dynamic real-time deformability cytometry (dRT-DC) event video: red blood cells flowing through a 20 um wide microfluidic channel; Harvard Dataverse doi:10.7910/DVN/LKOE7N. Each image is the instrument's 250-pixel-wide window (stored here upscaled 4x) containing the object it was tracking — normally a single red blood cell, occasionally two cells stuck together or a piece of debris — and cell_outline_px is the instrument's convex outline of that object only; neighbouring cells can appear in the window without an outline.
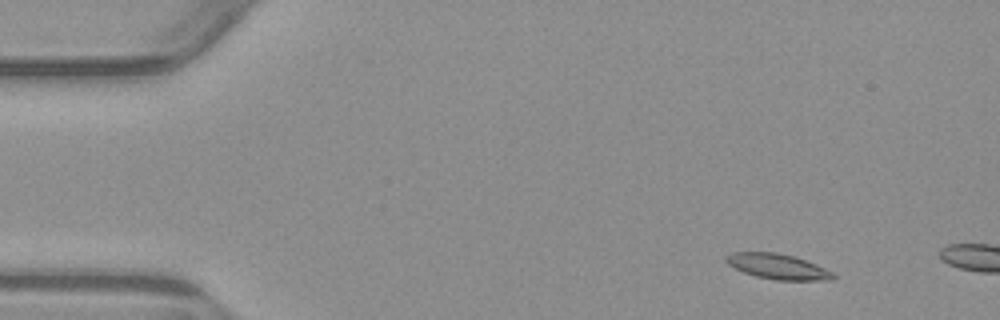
{"species": "common noctule bat (a hibernating species)", "species_latin": "Nyctalus noctula", "temperature_condition": "warm", "stored_images_in_passage": 2, "camera_frame_rate_fps": 3000, "um_per_image_px": 0.085, "animal": {"sex": "male", "body_mass_g": 23.1, "forearm_length_mm": 52.7}, "frame": {"image": 1, "passage_image": 1, "time_ms": 0.0, "image_size_px": [1000, 320], "cell_outline_px": [[836, 276], [832, 280], [776, 280], [756, 276], [744, 272], [728, 264], [724, 260], [724, 256], [732, 252], [776, 252], [792, 256], [816, 264], [832, 272]], "centroid_in_image_um": [66.08, 22.65], "position_along_channel_um": 18.9, "area_um2": 15.66}}